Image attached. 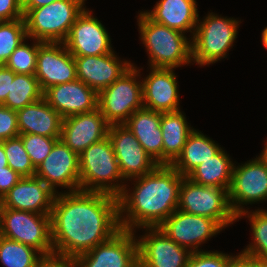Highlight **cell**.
Masks as SVG:
<instances>
[{
    "label": "cell",
    "instance_id": "20",
    "mask_svg": "<svg viewBox=\"0 0 267 267\" xmlns=\"http://www.w3.org/2000/svg\"><path fill=\"white\" fill-rule=\"evenodd\" d=\"M43 97L63 119L93 111L98 102V93L78 79L49 87Z\"/></svg>",
    "mask_w": 267,
    "mask_h": 267
},
{
    "label": "cell",
    "instance_id": "27",
    "mask_svg": "<svg viewBox=\"0 0 267 267\" xmlns=\"http://www.w3.org/2000/svg\"><path fill=\"white\" fill-rule=\"evenodd\" d=\"M183 111L161 113L163 165H170L181 153L187 137L194 130Z\"/></svg>",
    "mask_w": 267,
    "mask_h": 267
},
{
    "label": "cell",
    "instance_id": "3",
    "mask_svg": "<svg viewBox=\"0 0 267 267\" xmlns=\"http://www.w3.org/2000/svg\"><path fill=\"white\" fill-rule=\"evenodd\" d=\"M140 40L149 54V66L174 68L192 63V38L151 20L143 11L137 16Z\"/></svg>",
    "mask_w": 267,
    "mask_h": 267
},
{
    "label": "cell",
    "instance_id": "26",
    "mask_svg": "<svg viewBox=\"0 0 267 267\" xmlns=\"http://www.w3.org/2000/svg\"><path fill=\"white\" fill-rule=\"evenodd\" d=\"M221 149L214 140L194 129L187 137L181 153L170 165L180 175L187 177L201 163L214 157Z\"/></svg>",
    "mask_w": 267,
    "mask_h": 267
},
{
    "label": "cell",
    "instance_id": "12",
    "mask_svg": "<svg viewBox=\"0 0 267 267\" xmlns=\"http://www.w3.org/2000/svg\"><path fill=\"white\" fill-rule=\"evenodd\" d=\"M137 237L138 267H186L191 252L170 239L160 227H143Z\"/></svg>",
    "mask_w": 267,
    "mask_h": 267
},
{
    "label": "cell",
    "instance_id": "9",
    "mask_svg": "<svg viewBox=\"0 0 267 267\" xmlns=\"http://www.w3.org/2000/svg\"><path fill=\"white\" fill-rule=\"evenodd\" d=\"M50 215L1 206L0 235L30 246L43 256L54 254Z\"/></svg>",
    "mask_w": 267,
    "mask_h": 267
},
{
    "label": "cell",
    "instance_id": "32",
    "mask_svg": "<svg viewBox=\"0 0 267 267\" xmlns=\"http://www.w3.org/2000/svg\"><path fill=\"white\" fill-rule=\"evenodd\" d=\"M27 38L24 18L0 22V65H4L10 55Z\"/></svg>",
    "mask_w": 267,
    "mask_h": 267
},
{
    "label": "cell",
    "instance_id": "33",
    "mask_svg": "<svg viewBox=\"0 0 267 267\" xmlns=\"http://www.w3.org/2000/svg\"><path fill=\"white\" fill-rule=\"evenodd\" d=\"M33 40V45L26 44V39L23 40L15 51L10 55L7 62L4 64L14 73L35 75L37 65L38 47L43 43Z\"/></svg>",
    "mask_w": 267,
    "mask_h": 267
},
{
    "label": "cell",
    "instance_id": "7",
    "mask_svg": "<svg viewBox=\"0 0 267 267\" xmlns=\"http://www.w3.org/2000/svg\"><path fill=\"white\" fill-rule=\"evenodd\" d=\"M140 70L133 64L110 86L98 92L97 108L109 125H122L136 110L143 108Z\"/></svg>",
    "mask_w": 267,
    "mask_h": 267
},
{
    "label": "cell",
    "instance_id": "28",
    "mask_svg": "<svg viewBox=\"0 0 267 267\" xmlns=\"http://www.w3.org/2000/svg\"><path fill=\"white\" fill-rule=\"evenodd\" d=\"M222 148L214 157L207 159L193 170L187 178L199 185L214 186L229 190L234 164Z\"/></svg>",
    "mask_w": 267,
    "mask_h": 267
},
{
    "label": "cell",
    "instance_id": "29",
    "mask_svg": "<svg viewBox=\"0 0 267 267\" xmlns=\"http://www.w3.org/2000/svg\"><path fill=\"white\" fill-rule=\"evenodd\" d=\"M41 98L43 91L35 75L15 73L7 98L2 105L18 111Z\"/></svg>",
    "mask_w": 267,
    "mask_h": 267
},
{
    "label": "cell",
    "instance_id": "31",
    "mask_svg": "<svg viewBox=\"0 0 267 267\" xmlns=\"http://www.w3.org/2000/svg\"><path fill=\"white\" fill-rule=\"evenodd\" d=\"M248 209L237 216V219H241L243 216L246 218L247 216L253 235L252 242L242 250V253L267 259V210L258 208L252 212Z\"/></svg>",
    "mask_w": 267,
    "mask_h": 267
},
{
    "label": "cell",
    "instance_id": "36",
    "mask_svg": "<svg viewBox=\"0 0 267 267\" xmlns=\"http://www.w3.org/2000/svg\"><path fill=\"white\" fill-rule=\"evenodd\" d=\"M231 255L219 251H201L191 253L186 267H227Z\"/></svg>",
    "mask_w": 267,
    "mask_h": 267
},
{
    "label": "cell",
    "instance_id": "13",
    "mask_svg": "<svg viewBox=\"0 0 267 267\" xmlns=\"http://www.w3.org/2000/svg\"><path fill=\"white\" fill-rule=\"evenodd\" d=\"M159 227L170 239L191 253L203 251L198 247L223 229L211 218L181 210H175Z\"/></svg>",
    "mask_w": 267,
    "mask_h": 267
},
{
    "label": "cell",
    "instance_id": "8",
    "mask_svg": "<svg viewBox=\"0 0 267 267\" xmlns=\"http://www.w3.org/2000/svg\"><path fill=\"white\" fill-rule=\"evenodd\" d=\"M177 210L211 218L223 230L237 221L229 204L227 189L199 185L187 177L180 184Z\"/></svg>",
    "mask_w": 267,
    "mask_h": 267
},
{
    "label": "cell",
    "instance_id": "42",
    "mask_svg": "<svg viewBox=\"0 0 267 267\" xmlns=\"http://www.w3.org/2000/svg\"><path fill=\"white\" fill-rule=\"evenodd\" d=\"M227 267H254V256H248L242 252L232 255Z\"/></svg>",
    "mask_w": 267,
    "mask_h": 267
},
{
    "label": "cell",
    "instance_id": "47",
    "mask_svg": "<svg viewBox=\"0 0 267 267\" xmlns=\"http://www.w3.org/2000/svg\"><path fill=\"white\" fill-rule=\"evenodd\" d=\"M262 44L263 46L266 48L267 50V27L264 28V30L262 31Z\"/></svg>",
    "mask_w": 267,
    "mask_h": 267
},
{
    "label": "cell",
    "instance_id": "1",
    "mask_svg": "<svg viewBox=\"0 0 267 267\" xmlns=\"http://www.w3.org/2000/svg\"><path fill=\"white\" fill-rule=\"evenodd\" d=\"M50 216L54 254L75 259L121 230L118 197L104 192L56 193Z\"/></svg>",
    "mask_w": 267,
    "mask_h": 267
},
{
    "label": "cell",
    "instance_id": "25",
    "mask_svg": "<svg viewBox=\"0 0 267 267\" xmlns=\"http://www.w3.org/2000/svg\"><path fill=\"white\" fill-rule=\"evenodd\" d=\"M160 120V112L143 107L136 110L124 125L133 133L152 160L158 165H163V136Z\"/></svg>",
    "mask_w": 267,
    "mask_h": 267
},
{
    "label": "cell",
    "instance_id": "43",
    "mask_svg": "<svg viewBox=\"0 0 267 267\" xmlns=\"http://www.w3.org/2000/svg\"><path fill=\"white\" fill-rule=\"evenodd\" d=\"M56 0H22V8H39L51 4Z\"/></svg>",
    "mask_w": 267,
    "mask_h": 267
},
{
    "label": "cell",
    "instance_id": "44",
    "mask_svg": "<svg viewBox=\"0 0 267 267\" xmlns=\"http://www.w3.org/2000/svg\"><path fill=\"white\" fill-rule=\"evenodd\" d=\"M8 166L7 157L4 150V141L0 142V169Z\"/></svg>",
    "mask_w": 267,
    "mask_h": 267
},
{
    "label": "cell",
    "instance_id": "21",
    "mask_svg": "<svg viewBox=\"0 0 267 267\" xmlns=\"http://www.w3.org/2000/svg\"><path fill=\"white\" fill-rule=\"evenodd\" d=\"M117 56L114 51L100 56H74L77 79L98 93L133 65Z\"/></svg>",
    "mask_w": 267,
    "mask_h": 267
},
{
    "label": "cell",
    "instance_id": "22",
    "mask_svg": "<svg viewBox=\"0 0 267 267\" xmlns=\"http://www.w3.org/2000/svg\"><path fill=\"white\" fill-rule=\"evenodd\" d=\"M56 193L36 176L22 177L1 199V206L38 214H51Z\"/></svg>",
    "mask_w": 267,
    "mask_h": 267
},
{
    "label": "cell",
    "instance_id": "15",
    "mask_svg": "<svg viewBox=\"0 0 267 267\" xmlns=\"http://www.w3.org/2000/svg\"><path fill=\"white\" fill-rule=\"evenodd\" d=\"M91 12L85 6L63 42L73 56H100L114 51L108 31Z\"/></svg>",
    "mask_w": 267,
    "mask_h": 267
},
{
    "label": "cell",
    "instance_id": "19",
    "mask_svg": "<svg viewBox=\"0 0 267 267\" xmlns=\"http://www.w3.org/2000/svg\"><path fill=\"white\" fill-rule=\"evenodd\" d=\"M143 107L160 113L176 112L179 107L178 81L174 68L150 67L142 79Z\"/></svg>",
    "mask_w": 267,
    "mask_h": 267
},
{
    "label": "cell",
    "instance_id": "16",
    "mask_svg": "<svg viewBox=\"0 0 267 267\" xmlns=\"http://www.w3.org/2000/svg\"><path fill=\"white\" fill-rule=\"evenodd\" d=\"M108 137L112 143L121 175L125 180L127 179L126 181L148 174L158 166L124 124L109 125Z\"/></svg>",
    "mask_w": 267,
    "mask_h": 267
},
{
    "label": "cell",
    "instance_id": "6",
    "mask_svg": "<svg viewBox=\"0 0 267 267\" xmlns=\"http://www.w3.org/2000/svg\"><path fill=\"white\" fill-rule=\"evenodd\" d=\"M239 22L214 12L208 13L202 21L198 19L192 38V62L205 66L227 58L237 38Z\"/></svg>",
    "mask_w": 267,
    "mask_h": 267
},
{
    "label": "cell",
    "instance_id": "11",
    "mask_svg": "<svg viewBox=\"0 0 267 267\" xmlns=\"http://www.w3.org/2000/svg\"><path fill=\"white\" fill-rule=\"evenodd\" d=\"M135 232L121 229L108 241L76 258L77 267H138Z\"/></svg>",
    "mask_w": 267,
    "mask_h": 267
},
{
    "label": "cell",
    "instance_id": "17",
    "mask_svg": "<svg viewBox=\"0 0 267 267\" xmlns=\"http://www.w3.org/2000/svg\"><path fill=\"white\" fill-rule=\"evenodd\" d=\"M35 77L43 92L77 79L74 56L64 43L45 42L38 47Z\"/></svg>",
    "mask_w": 267,
    "mask_h": 267
},
{
    "label": "cell",
    "instance_id": "38",
    "mask_svg": "<svg viewBox=\"0 0 267 267\" xmlns=\"http://www.w3.org/2000/svg\"><path fill=\"white\" fill-rule=\"evenodd\" d=\"M24 18L22 0H0V22Z\"/></svg>",
    "mask_w": 267,
    "mask_h": 267
},
{
    "label": "cell",
    "instance_id": "24",
    "mask_svg": "<svg viewBox=\"0 0 267 267\" xmlns=\"http://www.w3.org/2000/svg\"><path fill=\"white\" fill-rule=\"evenodd\" d=\"M20 134L60 138L63 118L41 98L17 111Z\"/></svg>",
    "mask_w": 267,
    "mask_h": 267
},
{
    "label": "cell",
    "instance_id": "35",
    "mask_svg": "<svg viewBox=\"0 0 267 267\" xmlns=\"http://www.w3.org/2000/svg\"><path fill=\"white\" fill-rule=\"evenodd\" d=\"M19 137L35 169L39 167L44 159L51 153L54 144L60 139L36 134H20Z\"/></svg>",
    "mask_w": 267,
    "mask_h": 267
},
{
    "label": "cell",
    "instance_id": "30",
    "mask_svg": "<svg viewBox=\"0 0 267 267\" xmlns=\"http://www.w3.org/2000/svg\"><path fill=\"white\" fill-rule=\"evenodd\" d=\"M42 257L38 250L0 235V262L4 267H36Z\"/></svg>",
    "mask_w": 267,
    "mask_h": 267
},
{
    "label": "cell",
    "instance_id": "46",
    "mask_svg": "<svg viewBox=\"0 0 267 267\" xmlns=\"http://www.w3.org/2000/svg\"><path fill=\"white\" fill-rule=\"evenodd\" d=\"M258 157L267 165V140L262 153Z\"/></svg>",
    "mask_w": 267,
    "mask_h": 267
},
{
    "label": "cell",
    "instance_id": "10",
    "mask_svg": "<svg viewBox=\"0 0 267 267\" xmlns=\"http://www.w3.org/2000/svg\"><path fill=\"white\" fill-rule=\"evenodd\" d=\"M228 199L236 216L247 210L243 205L266 202L267 165L259 157L234 165Z\"/></svg>",
    "mask_w": 267,
    "mask_h": 267
},
{
    "label": "cell",
    "instance_id": "5",
    "mask_svg": "<svg viewBox=\"0 0 267 267\" xmlns=\"http://www.w3.org/2000/svg\"><path fill=\"white\" fill-rule=\"evenodd\" d=\"M86 0H56L39 8H22L27 38L63 43Z\"/></svg>",
    "mask_w": 267,
    "mask_h": 267
},
{
    "label": "cell",
    "instance_id": "2",
    "mask_svg": "<svg viewBox=\"0 0 267 267\" xmlns=\"http://www.w3.org/2000/svg\"><path fill=\"white\" fill-rule=\"evenodd\" d=\"M183 178L171 165H158L148 174L129 179L135 180L133 189L127 184L118 196L121 229L136 233L139 228L159 227L177 210Z\"/></svg>",
    "mask_w": 267,
    "mask_h": 267
},
{
    "label": "cell",
    "instance_id": "40",
    "mask_svg": "<svg viewBox=\"0 0 267 267\" xmlns=\"http://www.w3.org/2000/svg\"><path fill=\"white\" fill-rule=\"evenodd\" d=\"M22 177L9 166L0 169V200Z\"/></svg>",
    "mask_w": 267,
    "mask_h": 267
},
{
    "label": "cell",
    "instance_id": "48",
    "mask_svg": "<svg viewBox=\"0 0 267 267\" xmlns=\"http://www.w3.org/2000/svg\"><path fill=\"white\" fill-rule=\"evenodd\" d=\"M0 219H1V200H0Z\"/></svg>",
    "mask_w": 267,
    "mask_h": 267
},
{
    "label": "cell",
    "instance_id": "4",
    "mask_svg": "<svg viewBox=\"0 0 267 267\" xmlns=\"http://www.w3.org/2000/svg\"><path fill=\"white\" fill-rule=\"evenodd\" d=\"M79 171L81 191L104 192L118 197L126 185L108 136L79 155Z\"/></svg>",
    "mask_w": 267,
    "mask_h": 267
},
{
    "label": "cell",
    "instance_id": "39",
    "mask_svg": "<svg viewBox=\"0 0 267 267\" xmlns=\"http://www.w3.org/2000/svg\"><path fill=\"white\" fill-rule=\"evenodd\" d=\"M36 267H77V263L75 258L50 254L43 256Z\"/></svg>",
    "mask_w": 267,
    "mask_h": 267
},
{
    "label": "cell",
    "instance_id": "18",
    "mask_svg": "<svg viewBox=\"0 0 267 267\" xmlns=\"http://www.w3.org/2000/svg\"><path fill=\"white\" fill-rule=\"evenodd\" d=\"M109 124L96 108L63 119L60 139L72 151L80 155L93 143L108 136Z\"/></svg>",
    "mask_w": 267,
    "mask_h": 267
},
{
    "label": "cell",
    "instance_id": "23",
    "mask_svg": "<svg viewBox=\"0 0 267 267\" xmlns=\"http://www.w3.org/2000/svg\"><path fill=\"white\" fill-rule=\"evenodd\" d=\"M196 0H159L153 10L143 11L151 20L194 36L199 19Z\"/></svg>",
    "mask_w": 267,
    "mask_h": 267
},
{
    "label": "cell",
    "instance_id": "41",
    "mask_svg": "<svg viewBox=\"0 0 267 267\" xmlns=\"http://www.w3.org/2000/svg\"><path fill=\"white\" fill-rule=\"evenodd\" d=\"M15 73L5 65H0V105H2L9 93Z\"/></svg>",
    "mask_w": 267,
    "mask_h": 267
},
{
    "label": "cell",
    "instance_id": "34",
    "mask_svg": "<svg viewBox=\"0 0 267 267\" xmlns=\"http://www.w3.org/2000/svg\"><path fill=\"white\" fill-rule=\"evenodd\" d=\"M4 150L8 166L17 172L21 177L35 176L36 169L31 163L21 138L7 139L4 141Z\"/></svg>",
    "mask_w": 267,
    "mask_h": 267
},
{
    "label": "cell",
    "instance_id": "14",
    "mask_svg": "<svg viewBox=\"0 0 267 267\" xmlns=\"http://www.w3.org/2000/svg\"><path fill=\"white\" fill-rule=\"evenodd\" d=\"M35 176L45 182L57 194L59 193L57 187L69 189L64 192L79 191V155L61 140H58L51 153L36 168Z\"/></svg>",
    "mask_w": 267,
    "mask_h": 267
},
{
    "label": "cell",
    "instance_id": "45",
    "mask_svg": "<svg viewBox=\"0 0 267 267\" xmlns=\"http://www.w3.org/2000/svg\"><path fill=\"white\" fill-rule=\"evenodd\" d=\"M254 267H267V259L254 256Z\"/></svg>",
    "mask_w": 267,
    "mask_h": 267
},
{
    "label": "cell",
    "instance_id": "37",
    "mask_svg": "<svg viewBox=\"0 0 267 267\" xmlns=\"http://www.w3.org/2000/svg\"><path fill=\"white\" fill-rule=\"evenodd\" d=\"M19 135L17 111L0 105V142Z\"/></svg>",
    "mask_w": 267,
    "mask_h": 267
}]
</instances>
